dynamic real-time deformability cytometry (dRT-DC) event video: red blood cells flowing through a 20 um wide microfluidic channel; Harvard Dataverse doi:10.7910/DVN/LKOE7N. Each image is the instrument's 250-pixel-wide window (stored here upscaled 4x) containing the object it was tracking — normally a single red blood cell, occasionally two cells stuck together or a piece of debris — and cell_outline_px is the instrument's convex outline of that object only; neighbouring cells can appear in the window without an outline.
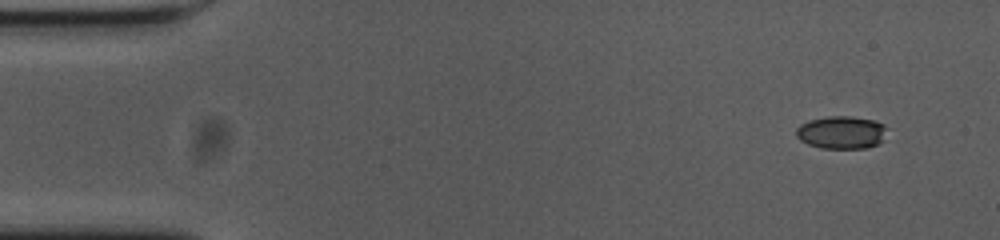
{"species": "common noctule bat (a hibernating species)", "species_latin": "Nyctalus noctula", "temperature_condition": "cold", "stored_images_in_passage": 52, "camera_frame_rate_fps": 3000, "um_per_image_px": 0.085, "animal": {"sex": "female", "body_mass_g": 23.0, "forearm_length_mm": 53.4}, "frame": {"image": 1, "passage_image": 1, "time_ms": 0.0, "image_size_px": [1000, 240], "cell_outline_px": [[888, 128], [880, 140], [876, 144], [868, 148], [820, 148], [808, 144], [800, 140], [796, 136], [796, 128], [800, 124], [808, 120], [828, 116], [852, 116], [872, 120], [884, 124]], "centroid_in_image_um": [71.48, 11.24], "position_along_channel_um": 13.5, "area_um2": 17.34}}
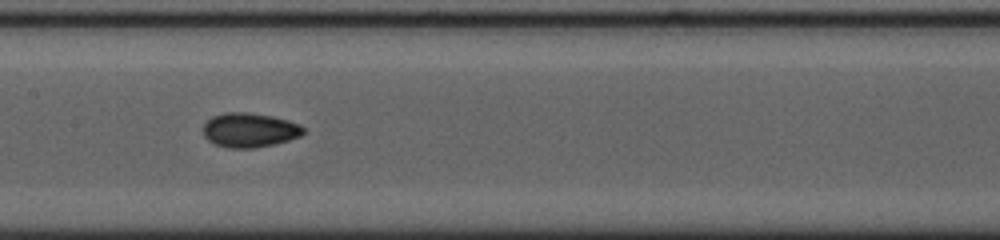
{"frame": {"image": 2, "passage_image": 24, "time_ms": 7.667, "image_size_px": [1000, 240], "cell_outline_px": [[304, 132], [300, 136], [288, 140], [272, 144], [252, 148], [228, 148], [216, 144], [208, 140], [204, 136], [204, 124], [212, 116], [224, 112], [248, 112], [272, 116], [288, 120], [300, 124], [304, 128]], "centroid_in_image_um": [21.21, 11.04], "position_along_channel_um": 186.2, "area_um2": 20.0}}
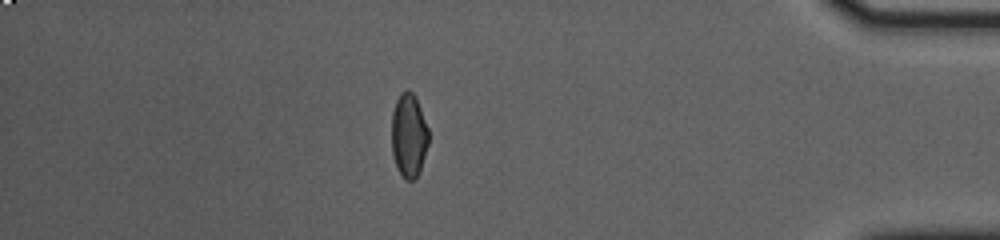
{"frame": {"image": 3, "passage_image": 45, "time_ms": 14.667, "image_size_px": [1000, 240], "cell_outline_px": [[428, 144], [420, 172], [412, 180], [404, 180], [396, 164], [392, 152], [392, 112], [396, 100], [400, 92], [408, 88], [416, 96], [428, 128]], "centroid_in_image_um": [34.75, 11.47], "position_along_channel_um": 400.5, "area_um2": 18.15}, "authors_computed_cell_mechanics": {"area_um2": 18.5249, "velocity_mm_per_s": 3.6872, "shape_relaxation_time_tau1_ms": 4.0031, "shape_relaxation_time_tau2_ms": 2.715, "deformation_change_tau1": 0.128, "deformation_change_tau2": 0.0588}}